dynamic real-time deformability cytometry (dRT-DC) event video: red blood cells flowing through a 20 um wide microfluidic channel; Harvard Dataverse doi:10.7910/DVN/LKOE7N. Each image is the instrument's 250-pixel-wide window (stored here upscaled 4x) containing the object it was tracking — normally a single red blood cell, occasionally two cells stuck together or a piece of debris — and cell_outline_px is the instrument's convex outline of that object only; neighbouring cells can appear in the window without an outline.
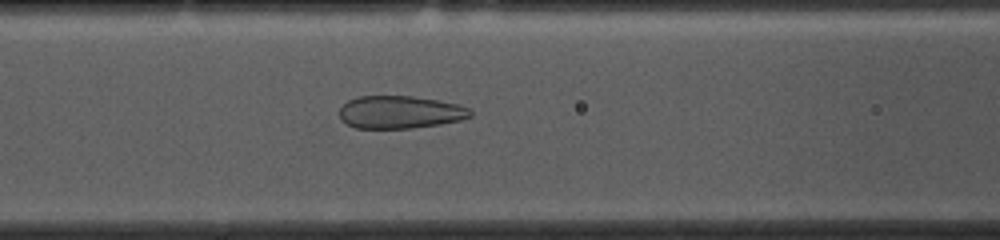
{"species": "common noctule bat (a hibernating species)", "species_latin": "Nyctalus noctula", "temperature_condition": "cold", "stored_images_in_passage": 46, "camera_frame_rate_fps": 3000, "um_per_image_px": 0.085, "animal": {"sex": "female", "body_mass_g": 10.0, "forearm_length_mm": 53.1}, "frame": {"image": 1, "passage_image": 13, "time_ms": 4.0, "image_size_px": [1000, 240], "cell_outline_px": [[472, 116], [460, 120], [440, 124], [412, 128], [356, 128], [340, 120], [340, 108], [348, 100], [360, 96], [412, 96], [460, 104], [468, 108], [472, 112]], "centroid_in_image_um": [34.01, 9.53], "position_along_channel_um": 132.6, "area_um2": 24.91}}
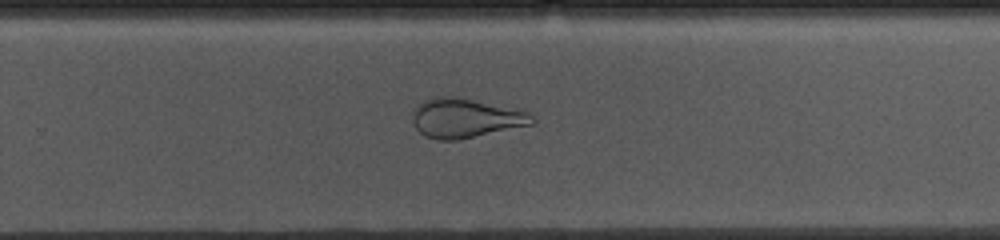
{"frame": {"image": 2, "passage_image": 26, "time_ms": 8.333, "image_size_px": [1000, 240], "cell_outline_px": [[536, 124], [456, 140], [436, 140], [424, 136], [416, 128], [412, 120], [412, 116], [416, 104], [432, 96], [456, 96], [528, 112], [536, 120]], "centroid_in_image_um": [39.53, 10.04], "position_along_channel_um": 290.3, "area_um2": 27.51}}
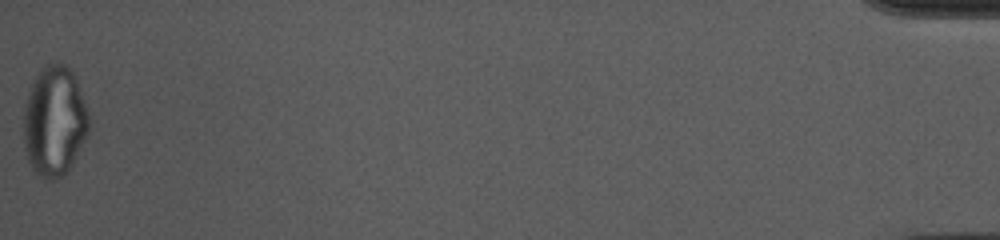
{"frame": {"image": 3, "passage_image": 46, "time_ms": 15.0, "image_size_px": [1000, 240], "cell_outline_px": [[88, 136], [68, 172], [52, 180], [48, 180], [32, 172], [28, 164], [24, 148], [24, 108], [28, 92], [40, 68], [44, 64], [64, 64], [72, 72], [76, 80], [88, 112]], "centroid_in_image_um": [4.61, 10.36], "position_along_channel_um": 430.6, "area_um2": 42.08}}